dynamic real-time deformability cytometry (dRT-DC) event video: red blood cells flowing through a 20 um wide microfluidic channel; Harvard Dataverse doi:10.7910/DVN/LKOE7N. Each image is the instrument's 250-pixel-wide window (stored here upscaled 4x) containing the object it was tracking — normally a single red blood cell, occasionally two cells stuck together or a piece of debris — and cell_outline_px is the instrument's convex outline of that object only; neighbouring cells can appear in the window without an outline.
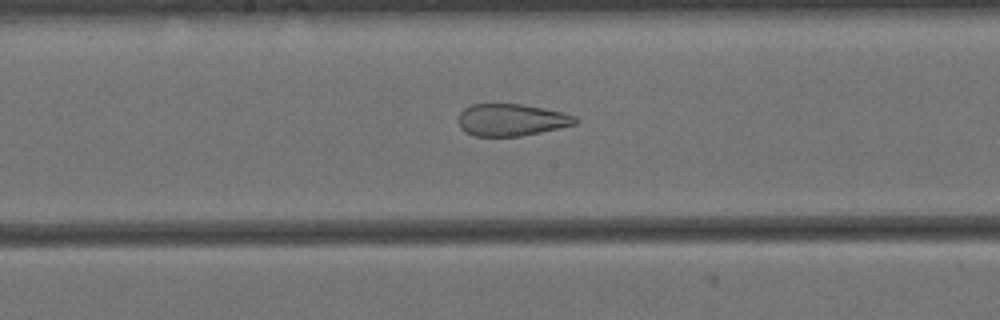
{"species": "Egyptian fruit bat (a non-hibernating species)", "species_latin": "Rousettus aegyptiacus", "temperature_condition": "cold", "stored_images_in_passage": 57, "camera_frame_rate_fps": 3000, "um_per_image_px": 0.085, "animal": {"sex": "female"}, "frame": {"image": 1, "passage_image": 28, "time_ms": 9.0, "image_size_px": [1000, 320], "cell_outline_px": [[580, 120], [576, 124], [540, 132], [520, 136], [476, 136], [464, 132], [460, 128], [456, 120], [460, 112], [464, 108], [472, 104], [520, 104], [544, 108], [564, 112], [576, 116]], "centroid_in_image_um": [43.45, 10.19], "position_along_channel_um": 204.7, "area_um2": 22.08}}
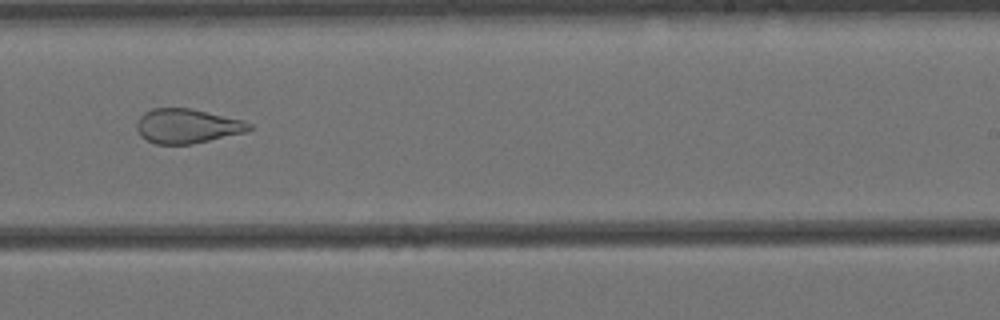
{"frame": {"image": 2, "passage_image": 34, "time_ms": 11.0, "image_size_px": [1000, 320], "cell_outline_px": [[252, 128], [248, 132], [192, 144], [156, 144], [140, 136], [136, 128], [136, 124], [140, 116], [144, 112], [152, 108], [188, 108], [244, 120], [252, 124]], "centroid_in_image_um": [15.92, 10.72], "position_along_channel_um": 273.1, "area_um2": 22.66}}
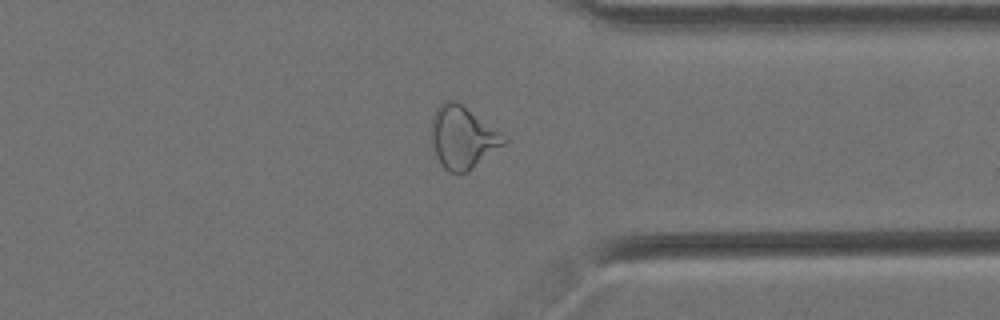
{"frame": {"image": 3, "passage_image": 43, "time_ms": 14.0, "image_size_px": [1000, 320], "cell_outline_px": [[508, 140], [504, 144], [468, 172], [448, 172], [444, 168], [436, 156], [428, 132], [428, 128], [432, 116], [436, 108], [444, 100], [456, 100], [508, 136]], "centroid_in_image_um": [39.29, 11.65], "position_along_channel_um": 372.1, "area_um2": 26.88}, "authors_computed_cell_mechanics": {"area_um2": 28.611, "velocity_mm_per_s": 3.4498, "shape_relaxation_time_tau1_ms": null, "shape_relaxation_time_tau2_ms": 1.8296, "deformation_change_tau1": null, "deformation_change_tau2": 0.1031}}